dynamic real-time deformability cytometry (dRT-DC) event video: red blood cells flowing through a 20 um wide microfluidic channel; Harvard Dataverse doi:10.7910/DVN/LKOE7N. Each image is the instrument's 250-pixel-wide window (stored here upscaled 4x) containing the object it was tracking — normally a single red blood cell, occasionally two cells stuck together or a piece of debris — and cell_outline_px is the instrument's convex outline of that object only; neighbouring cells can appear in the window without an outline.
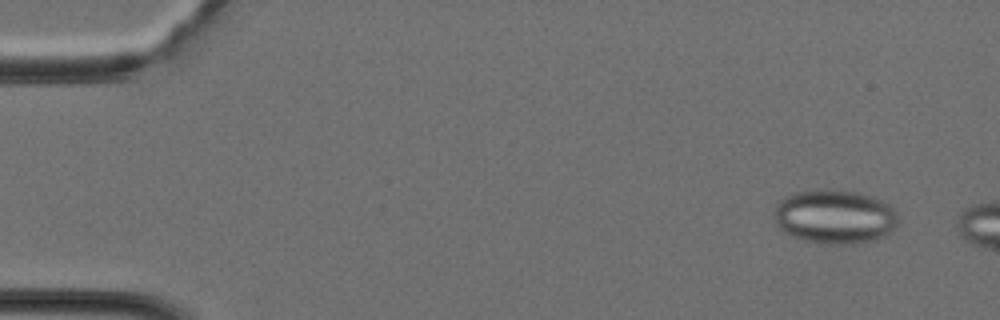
{"species": "Egyptian fruit bat (a non-hibernating species)", "species_latin": "Rousettus aegyptiacus", "temperature_condition": "cold", "stored_images_in_passage": 7, "camera_frame_rate_fps": 3000, "um_per_image_px": 0.085, "animal": {"sex": "female"}, "frame": {"image": 1, "passage_image": 3, "time_ms": 0.667, "image_size_px": [1000, 320], "cell_outline_px": [[896, 224], [884, 236], [872, 240], [856, 244], [824, 244], [804, 240], [792, 236], [784, 232], [776, 224], [772, 212], [776, 204], [780, 200], [792, 192], [816, 188], [832, 188], [856, 192], [872, 196], [888, 204], [896, 212]], "centroid_in_image_um": [70.87, 18.39], "position_along_channel_um": 14.1, "area_um2": 39.54}}